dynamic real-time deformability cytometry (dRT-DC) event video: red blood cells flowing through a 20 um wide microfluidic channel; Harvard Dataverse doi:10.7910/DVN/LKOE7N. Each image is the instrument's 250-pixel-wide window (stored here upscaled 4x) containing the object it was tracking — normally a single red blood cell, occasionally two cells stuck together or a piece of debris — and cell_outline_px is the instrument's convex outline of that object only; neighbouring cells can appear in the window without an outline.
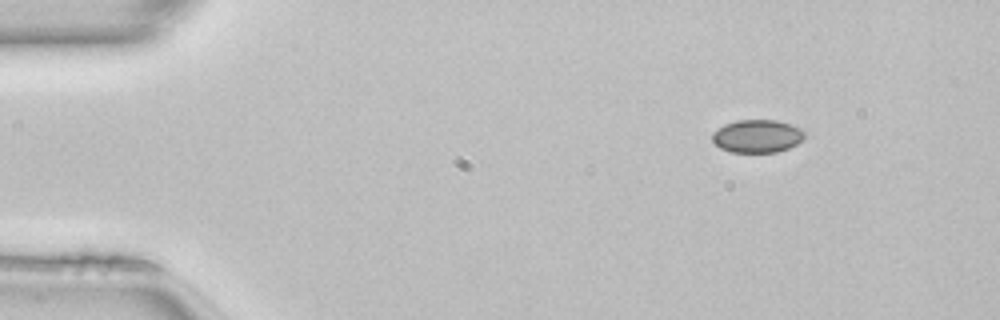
{"species": "common noctule bat (a hibernating species)", "species_latin": "Nyctalus noctula", "temperature_condition": "room temperature", "stored_images_in_passage": 10, "camera_frame_rate_fps": 3000, "um_per_image_px": 0.085, "animal": {"sex": "female", "body_mass_g": 22.7, "forearm_length_mm": 54.2}, "frame": {"image": 1, "passage_image": 1, "time_ms": 0.0, "image_size_px": [1000, 320], "cell_outline_px": [[804, 140], [788, 148], [776, 152], [732, 152], [720, 148], [712, 140], [712, 132], [724, 124], [736, 120], [776, 120], [800, 128], [804, 132]], "centroid_in_image_um": [64.34, 11.57], "position_along_channel_um": 20.7, "area_um2": 17.69}}
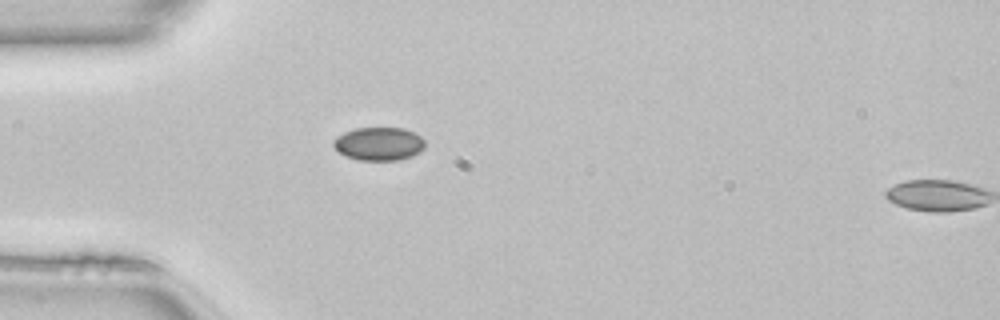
{"frame": {"image": 2, "passage_image": 9, "time_ms": 2.667, "image_size_px": [1000, 320], "cell_outline_px": [[424, 148], [420, 152], [412, 156], [400, 160], [360, 160], [344, 156], [332, 144], [332, 140], [336, 136], [344, 132], [356, 128], [404, 128], [420, 136], [424, 140]], "centroid_in_image_um": [32.19, 12.23], "position_along_channel_um": 52.8, "area_um2": 17.8}}